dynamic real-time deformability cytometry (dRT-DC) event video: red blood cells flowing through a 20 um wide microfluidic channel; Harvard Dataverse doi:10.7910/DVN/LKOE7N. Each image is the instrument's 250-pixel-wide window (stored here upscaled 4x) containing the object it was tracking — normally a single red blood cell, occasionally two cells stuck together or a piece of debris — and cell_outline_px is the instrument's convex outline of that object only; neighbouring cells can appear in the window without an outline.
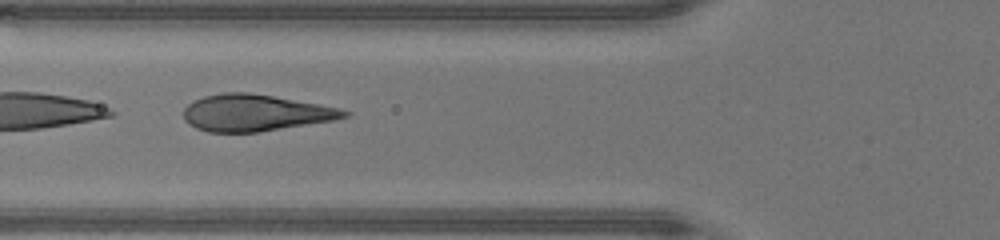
{"species": "human", "species_latin": "Homo sapiens", "temperature_condition": "warm", "stored_images_in_passage": 29, "segment_of_instrument_passage": [2, 2], "camera_frame_rate_fps": 3000, "um_per_image_px": 0.085, "donor": {"sex": "male"}, "frame": {"image": 1, "passage_image": 17, "time_ms": 5.333, "image_size_px": [1000, 240], "cell_outline_px": [[352, 112], [348, 116], [332, 120], [256, 132], [208, 132], [196, 128], [184, 120], [184, 108], [188, 104], [204, 96], [224, 92], [248, 92], [272, 96], [340, 108]], "centroid_in_image_um": [21.66, 9.59], "position_along_channel_um": 104.1, "area_um2": 33.81}}
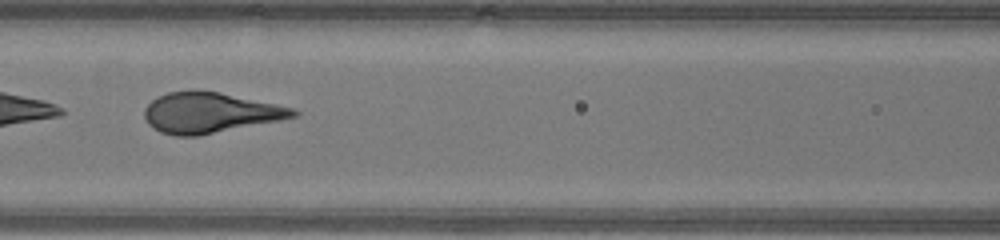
{"frame": {"image": 2, "passage_image": 20, "time_ms": 6.333, "image_size_px": [1000, 240], "cell_outline_px": [[300, 112], [296, 116], [280, 120], [200, 136], [176, 136], [160, 132], [152, 128], [148, 124], [144, 116], [144, 108], [152, 100], [168, 92], [192, 88], [196, 88], [220, 92], [296, 108]], "centroid_in_image_um": [17.84, 9.56], "position_along_channel_um": 148.8, "area_um2": 35.66}}
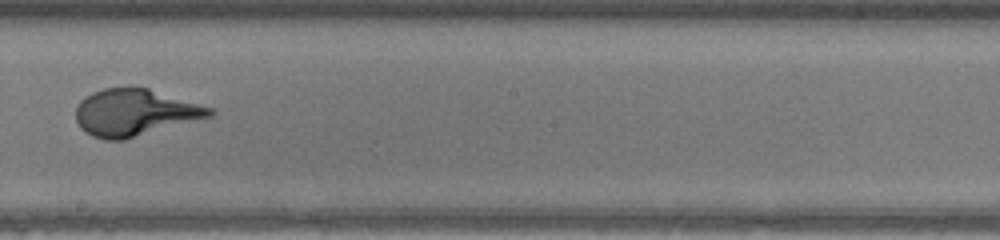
{"frame": {"image": 3, "passage_image": 26, "time_ms": 8.333, "image_size_px": [1000, 240], "cell_outline_px": [[216, 112], [212, 116], [124, 140], [104, 140], [92, 136], [84, 132], [80, 128], [76, 120], [76, 108], [80, 100], [92, 92], [104, 88], [148, 88], [216, 108]], "centroid_in_image_um": [11.48, 9.57], "position_along_channel_um": 236.7, "area_um2": 36.7}}